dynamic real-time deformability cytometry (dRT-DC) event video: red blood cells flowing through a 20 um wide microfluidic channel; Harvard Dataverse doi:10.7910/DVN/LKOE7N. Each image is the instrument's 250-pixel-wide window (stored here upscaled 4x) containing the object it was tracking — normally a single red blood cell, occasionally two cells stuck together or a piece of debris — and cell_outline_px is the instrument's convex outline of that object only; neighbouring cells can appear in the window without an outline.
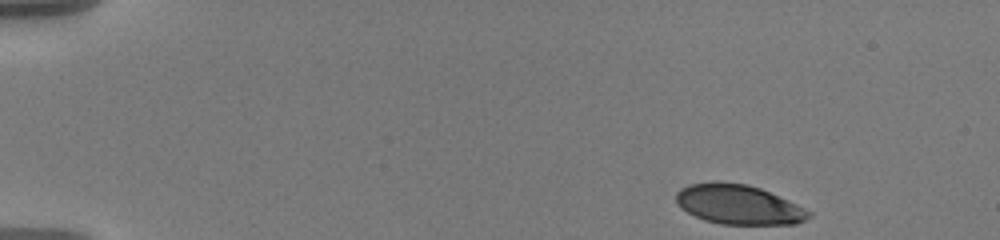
{"species": "human", "species_latin": "Homo sapiens", "temperature_condition": "warm", "stored_images_in_passage": 51, "camera_frame_rate_fps": 3000, "um_per_image_px": 0.085, "donor": {"sex": "male"}, "frame": {"image": 1, "passage_image": 1, "time_ms": 0.0, "image_size_px": [1000, 240], "cell_outline_px": [[812, 216], [796, 224], [720, 224], [704, 220], [680, 208], [676, 200], [676, 192], [680, 188], [688, 184], [712, 180], [720, 180], [748, 184], [760, 188], [788, 200], [812, 212]], "centroid_in_image_um": [62.74, 17.36], "position_along_channel_um": 22.3, "area_um2": 30.98}}
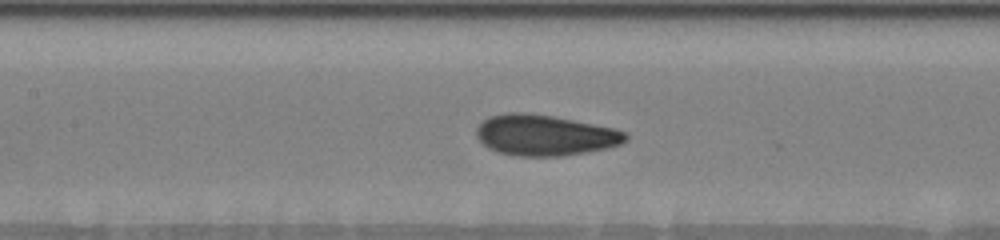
{"frame": {"image": 2, "passage_image": 22, "time_ms": 7.0, "image_size_px": [1000, 240], "cell_outline_px": [[628, 140], [620, 144], [608, 148], [560, 156], [516, 156], [496, 152], [488, 148], [476, 136], [476, 128], [488, 116], [508, 112], [528, 112], [552, 116], [616, 128], [628, 132]], "centroid_in_image_um": [46.32, 11.48], "position_along_channel_um": 161.1, "area_um2": 35.72}}
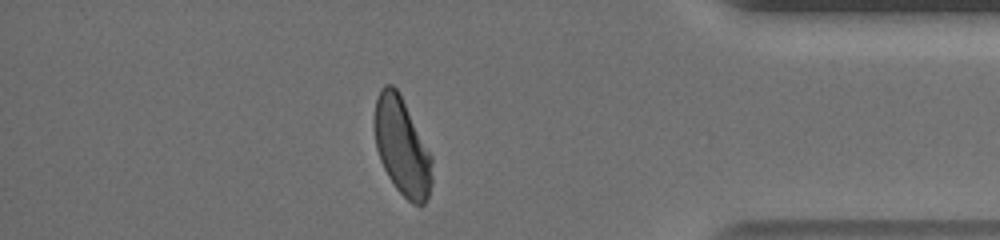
{"frame": {"image": 3, "passage_image": 44, "time_ms": 14.333, "image_size_px": [1000, 240], "cell_outline_px": [[432, 184], [428, 196], [424, 204], [412, 204], [396, 188], [388, 176], [380, 160], [376, 148], [376, 100], [380, 88], [384, 84], [392, 84], [396, 88], [432, 156]], "centroid_in_image_um": [34.19, 12.51], "position_along_channel_um": 401.0, "area_um2": 32.02}, "authors_computed_cell_mechanics": {"area_um2": 33.6974, "velocity_mm_per_s": 3.5904, "shape_relaxation_time_tau1_ms": 3.7668, "shape_relaxation_time_tau2_ms": null, "deformation_change_tau1": 0.1574, "deformation_change_tau2": null}}